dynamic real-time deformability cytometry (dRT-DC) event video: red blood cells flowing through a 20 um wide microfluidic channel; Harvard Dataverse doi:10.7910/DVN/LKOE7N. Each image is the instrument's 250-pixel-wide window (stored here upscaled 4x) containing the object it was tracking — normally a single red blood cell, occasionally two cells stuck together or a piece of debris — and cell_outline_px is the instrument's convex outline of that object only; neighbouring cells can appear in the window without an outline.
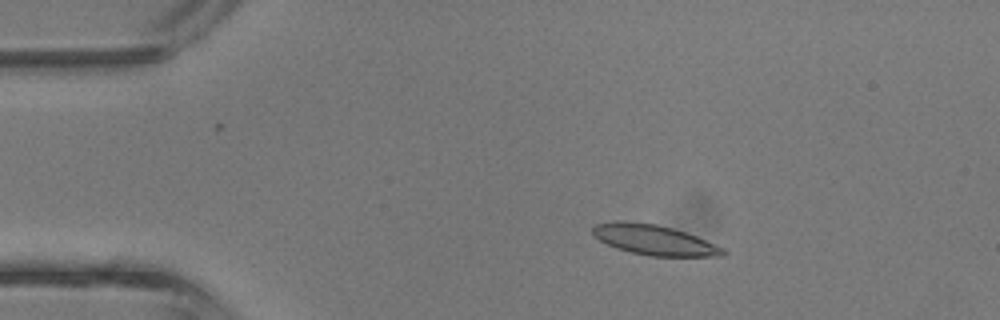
{"species": "common noctule bat (a hibernating species)", "species_latin": "Nyctalus noctula", "temperature_condition": "room temperature", "stored_images_in_passage": 12, "camera_frame_rate_fps": 3000, "um_per_image_px": 0.085, "animal": {"sex": "male", "body_mass_g": 13.3}, "frame": {"image": 1, "passage_image": 7, "time_ms": 2.0, "image_size_px": [1000, 320], "cell_outline_px": [[728, 252], [724, 256], [652, 256], [632, 252], [616, 248], [600, 240], [592, 232], [592, 228], [596, 224], [616, 220], [624, 220], [656, 224], [672, 228], [696, 236], [724, 248]], "centroid_in_image_um": [55.61, 20.38], "position_along_channel_um": 29.4, "area_um2": 22.77}}